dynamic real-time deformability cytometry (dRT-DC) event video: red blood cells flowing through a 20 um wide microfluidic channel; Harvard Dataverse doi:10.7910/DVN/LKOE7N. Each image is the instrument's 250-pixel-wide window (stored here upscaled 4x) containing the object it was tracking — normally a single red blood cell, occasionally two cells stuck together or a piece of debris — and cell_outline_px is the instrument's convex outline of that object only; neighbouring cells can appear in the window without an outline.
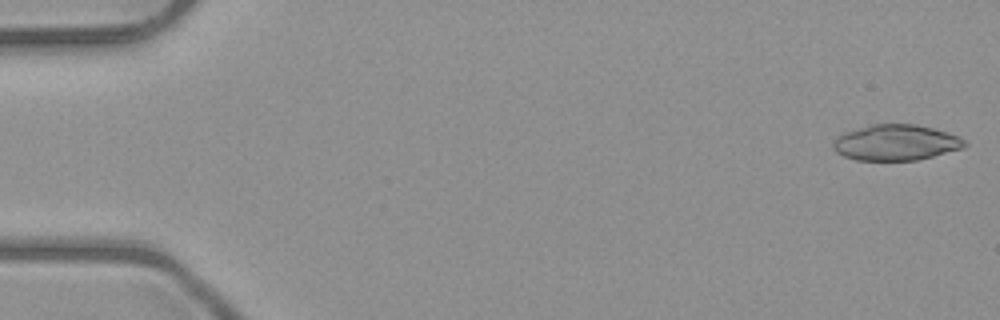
{"species": "common noctule bat (a hibernating species)", "species_latin": "Nyctalus noctula", "temperature_condition": "room temperature", "stored_images_in_passage": 16, "camera_frame_rate_fps": 3000, "um_per_image_px": 0.085, "animal": {"sex": "male", "body_mass_g": 23.1, "forearm_length_mm": 52.7}, "frame": {"image": 1, "passage_image": 1, "time_ms": 0.0, "image_size_px": [1000, 320], "cell_outline_px": [[968, 144], [964, 148], [916, 160], [856, 160], [844, 156], [836, 152], [832, 148], [832, 144], [844, 132], [872, 124], [916, 124], [948, 132], [960, 136]], "centroid_in_image_um": [76.17, 12.11], "position_along_channel_um": 8.8, "area_um2": 27.34}}
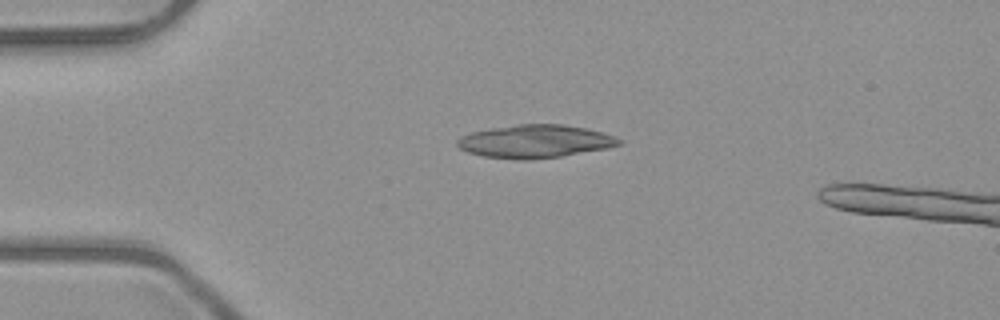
{"frame": {"image": 2, "passage_image": 12, "time_ms": 3.667, "image_size_px": [1000, 320], "cell_outline_px": [[624, 140], [620, 144], [608, 148], [560, 156], [528, 160], [520, 160], [484, 156], [468, 152], [460, 148], [456, 144], [456, 140], [460, 136], [472, 132], [492, 128], [520, 124], [564, 124], [588, 128], [604, 132], [616, 136]], "centroid_in_image_um": [45.52, 12.01], "position_along_channel_um": 39.5, "area_um2": 31.27}}